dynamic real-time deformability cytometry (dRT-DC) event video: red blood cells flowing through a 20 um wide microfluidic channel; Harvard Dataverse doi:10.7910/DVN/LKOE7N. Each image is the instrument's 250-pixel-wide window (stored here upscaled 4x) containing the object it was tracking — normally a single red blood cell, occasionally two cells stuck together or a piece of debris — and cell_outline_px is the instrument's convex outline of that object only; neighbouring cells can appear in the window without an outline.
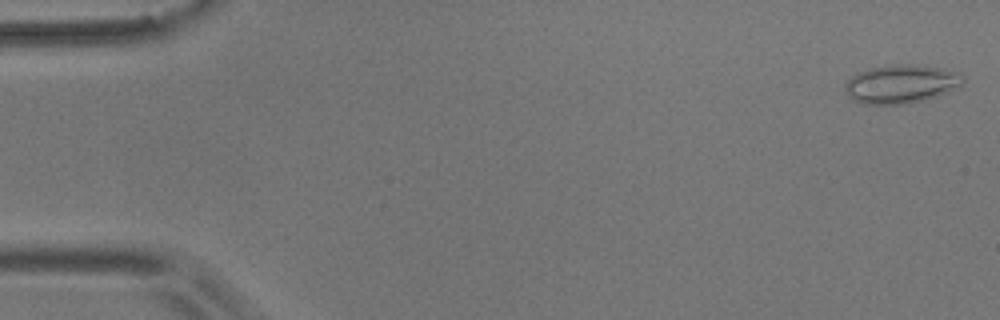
{"species": "common noctule bat (a hibernating species)", "species_latin": "Nyctalus noctula", "temperature_condition": "room temperature", "stored_images_in_passage": 54, "camera_frame_rate_fps": 3000, "um_per_image_px": 0.085, "animal": {"sex": "male", "body_mass_g": 17.9}, "frame": {"image": 1, "passage_image": 1, "time_ms": 0.0, "image_size_px": [1000, 320], "cell_outline_px": [[964, 80], [960, 88], [924, 100], [904, 104], [864, 104], [852, 100], [848, 96], [844, 88], [844, 84], [852, 76], [868, 68], [888, 64], [916, 64], [940, 68], [960, 72], [964, 76]], "centroid_in_image_um": [76.61, 7.13], "position_along_channel_um": 8.4, "area_um2": 26.88}}
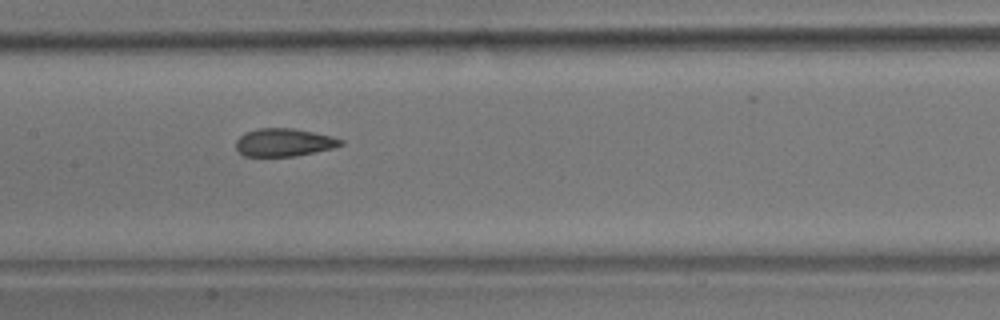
{"frame": {"image": 2, "passage_image": 26, "time_ms": 8.333, "image_size_px": [1000, 320], "cell_outline_px": [[344, 144], [336, 148], [296, 156], [244, 156], [236, 148], [236, 140], [244, 132], [256, 128], [292, 128], [332, 136], [344, 140]], "centroid_in_image_um": [24.16, 12.1], "position_along_channel_um": 183.2, "area_um2": 17.22}}
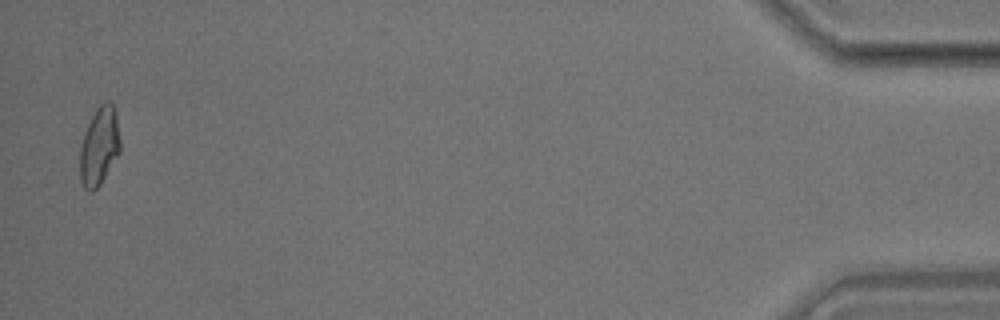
{"frame": {"image": 3, "passage_image": 53, "time_ms": 17.333, "image_size_px": [1000, 320], "cell_outline_px": [[120, 152], [100, 184], [92, 192], [88, 192], [84, 188], [80, 180], [80, 144], [84, 132], [96, 108], [100, 104], [108, 100], [112, 104], [116, 112], [120, 140]], "centroid_in_image_um": [8.43, 12.43], "position_along_channel_um": 426.8, "area_um2": 18.44}, "authors_computed_cell_mechanics": {"area_um2": 17.918, "velocity_mm_per_s": 3.6924, "shape_relaxation_time_tau1_ms": 9.0435, "shape_relaxation_time_tau2_ms": 1.4764, "deformation_change_tau1": 0.1524, "deformation_change_tau2": 0.0717}}